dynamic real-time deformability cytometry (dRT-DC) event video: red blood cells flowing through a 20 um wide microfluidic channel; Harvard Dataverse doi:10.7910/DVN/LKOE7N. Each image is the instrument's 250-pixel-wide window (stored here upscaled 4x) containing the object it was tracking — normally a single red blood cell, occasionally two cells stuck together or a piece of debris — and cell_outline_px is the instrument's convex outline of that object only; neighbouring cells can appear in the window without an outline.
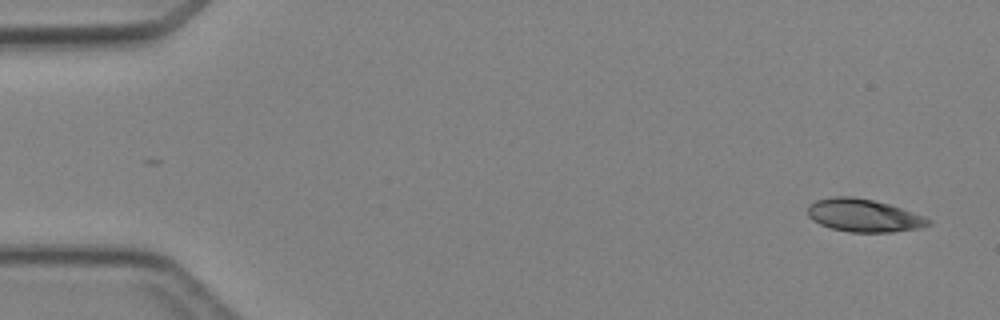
{"species": "Egyptian fruit bat (a non-hibernating species)", "species_latin": "Rousettus aegyptiacus", "temperature_condition": "cold", "stored_images_in_passage": 4, "camera_frame_rate_fps": 3000, "um_per_image_px": 0.085, "animal": {"sex": "female"}, "frame": {"image": 1, "passage_image": 1, "time_ms": 0.0, "image_size_px": [1000, 320], "cell_outline_px": [[932, 224], [916, 228], [892, 232], [848, 232], [832, 228], [820, 224], [812, 220], [808, 216], [808, 204], [816, 200], [832, 196], [852, 196], [872, 200], [888, 204], [924, 216], [932, 220]], "centroid_in_image_um": [73.38, 18.31], "position_along_channel_um": 11.6, "area_um2": 23.0}}
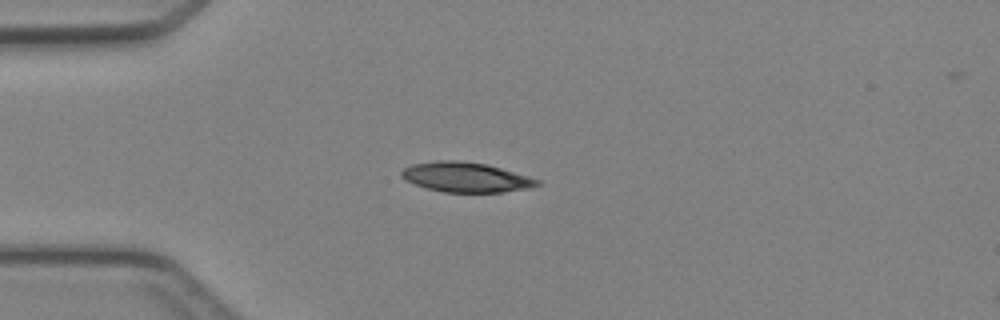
{"frame": {"image": 2, "passage_image": 4, "time_ms": 3.333, "image_size_px": [1000, 320], "cell_outline_px": [[540, 184], [524, 188], [504, 192], [444, 192], [428, 188], [416, 184], [400, 176], [400, 172], [404, 168], [412, 164], [436, 160], [460, 160], [484, 164], [500, 168], [528, 176], [540, 180]], "centroid_in_image_um": [39.56, 15.05], "position_along_channel_um": 45.4, "area_um2": 23.24}}